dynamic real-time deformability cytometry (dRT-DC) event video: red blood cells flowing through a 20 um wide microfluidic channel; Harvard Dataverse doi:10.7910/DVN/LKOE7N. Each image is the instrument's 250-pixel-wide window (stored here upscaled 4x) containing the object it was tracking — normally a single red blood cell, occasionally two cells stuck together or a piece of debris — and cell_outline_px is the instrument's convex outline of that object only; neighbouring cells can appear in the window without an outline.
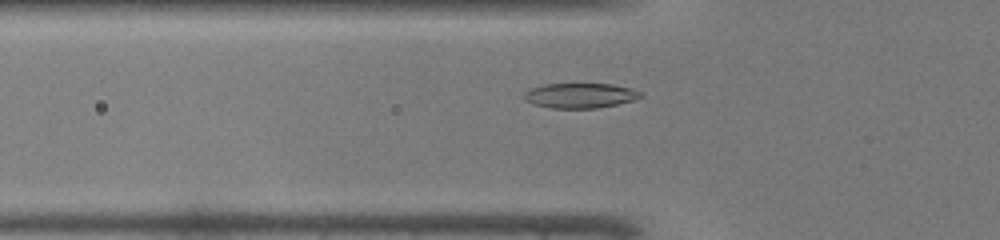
{"species": "common noctule bat (a hibernating species)", "species_latin": "Nyctalus noctula", "temperature_condition": "warm", "stored_images_in_passage": 41, "camera_frame_rate_fps": 3000, "um_per_image_px": 0.085, "animal": {"sex": "male", "body_mass_g": 19.0, "forearm_length_mm": 50.8}, "frame": {"image": 1, "passage_image": 10, "time_ms": 3.0, "image_size_px": [1000, 240], "cell_outline_px": [[644, 96], [636, 100], [600, 108], [552, 108], [532, 104], [524, 100], [524, 92], [528, 88], [544, 84], [612, 84], [632, 88], [644, 92]], "centroid_in_image_um": [49.35, 8.12], "position_along_channel_um": 76.5, "area_um2": 17.34}}
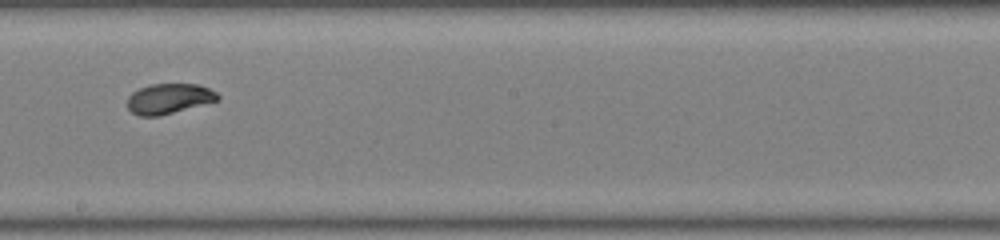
{"frame": {"image": 2, "passage_image": 21, "time_ms": 6.667, "image_size_px": [1000, 240], "cell_outline_px": [[220, 100], [160, 116], [140, 116], [132, 112], [128, 108], [128, 96], [132, 92], [140, 88], [152, 84], [196, 84], [208, 88], [216, 92], [220, 96]], "centroid_in_image_um": [14.37, 8.39], "position_along_channel_um": 233.8, "area_um2": 15.9}}
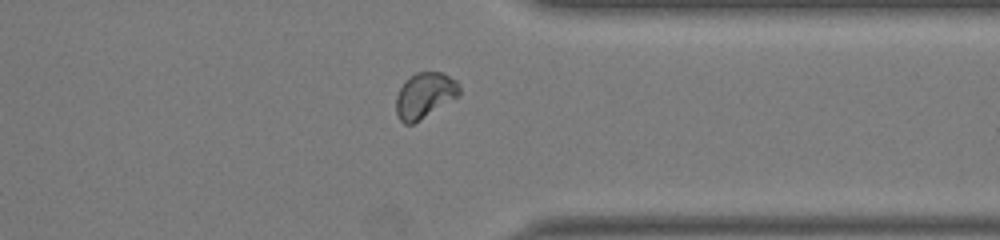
{"frame": {"image": 3, "passage_image": 31, "time_ms": 10.0, "image_size_px": [1000, 240], "cell_outline_px": [[460, 96], [412, 124], [404, 124], [400, 120], [396, 112], [396, 96], [404, 80], [416, 72], [444, 72], [456, 80], [460, 84]], "centroid_in_image_um": [36.12, 8.08], "position_along_channel_um": 375.3, "area_um2": 16.99}, "authors_computed_cell_mechanics": {"area_um2": 16.5886, "velocity_mm_per_s": 4.2983, "shape_relaxation_time_tau1_ms": 3.7813, "shape_relaxation_time_tau2_ms": null, "deformation_change_tau1": 0.1829, "deformation_change_tau2": null}}